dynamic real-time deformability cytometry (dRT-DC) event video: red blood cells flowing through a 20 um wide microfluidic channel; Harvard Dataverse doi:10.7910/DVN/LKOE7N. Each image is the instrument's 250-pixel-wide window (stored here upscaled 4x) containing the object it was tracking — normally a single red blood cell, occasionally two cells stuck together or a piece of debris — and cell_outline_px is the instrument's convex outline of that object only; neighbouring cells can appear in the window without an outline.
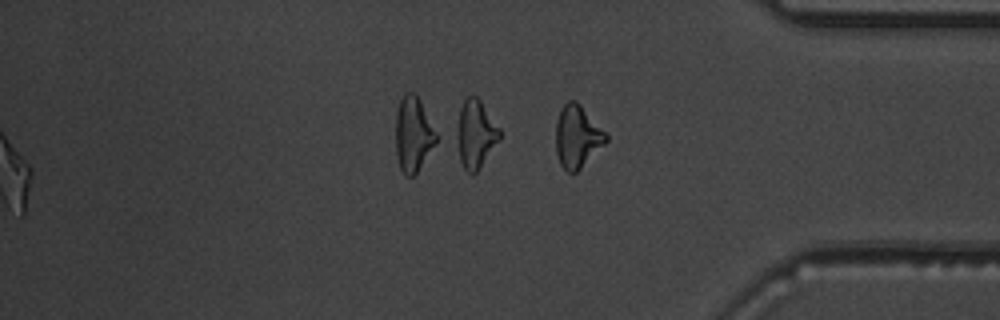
{"species": "common noctule bat (a hibernating species)", "species_latin": "Nyctalus noctula", "temperature_condition": "warm", "stored_images_in_passage": 40, "segment_of_instrument_passage": [2, 2], "camera_frame_rate_fps": 3000, "um_per_image_px": 0.085, "animal": {"sex": "male", "body_mass_g": 19.5, "forearm_length_mm": 54.6}, "frame": {"image": 1, "passage_image": 40, "time_ms": 13.0, "image_size_px": [1000, 320], "cell_outline_px": [[608, 140], [576, 172], [568, 172], [560, 164], [556, 152], [556, 120], [560, 108], [568, 100], [576, 100], [580, 104], [608, 136]], "centroid_in_image_um": [49.04, 11.58], "position_along_channel_um": 386.2, "area_um2": 17.98}}